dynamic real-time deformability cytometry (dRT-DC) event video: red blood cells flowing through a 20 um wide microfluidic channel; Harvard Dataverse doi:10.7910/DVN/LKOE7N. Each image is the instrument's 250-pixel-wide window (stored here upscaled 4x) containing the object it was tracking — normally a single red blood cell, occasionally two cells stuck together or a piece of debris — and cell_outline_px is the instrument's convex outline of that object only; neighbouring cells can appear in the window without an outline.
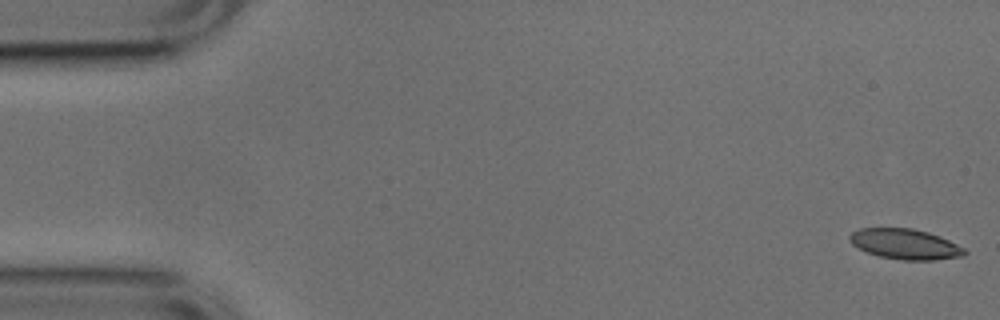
{"species": "common noctule bat (a hibernating species)", "species_latin": "Nyctalus noctula", "temperature_condition": "cold", "stored_images_in_passage": 51, "camera_frame_rate_fps": 3000, "um_per_image_px": 0.085, "animal": {"sex": "male", "body_mass_g": 17.9, "forearm_length_mm": 54.2}, "frame": {"image": 1, "passage_image": 1, "time_ms": 0.0, "image_size_px": [1000, 320], "cell_outline_px": [[968, 252], [964, 256], [936, 260], [904, 260], [880, 256], [868, 252], [852, 244], [848, 240], [848, 236], [852, 232], [860, 228], [912, 228], [928, 232], [940, 236], [964, 248]], "centroid_in_image_um": [76.95, 20.74], "position_along_channel_um": 8.0, "area_um2": 20.29}}
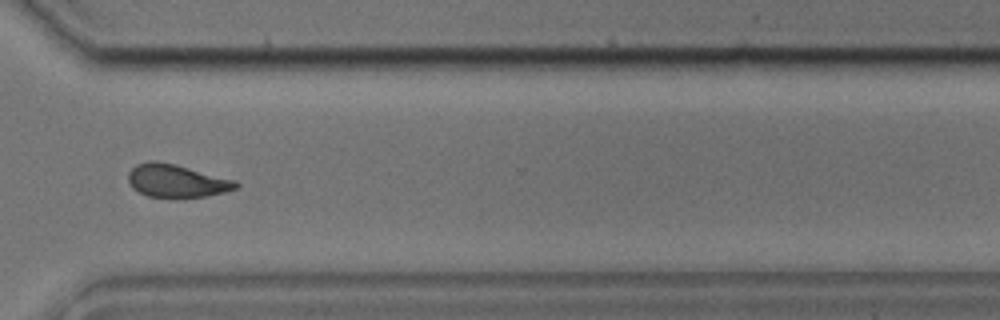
{"frame": {"image": 2, "passage_image": 38, "time_ms": 12.333, "image_size_px": [1000, 320], "cell_outline_px": [[240, 184], [236, 188], [224, 192], [208, 196], [148, 196], [132, 188], [128, 180], [128, 172], [136, 164], [148, 160], [156, 160], [176, 164], [236, 180]], "centroid_in_image_um": [15.0, 15.34], "position_along_channel_um": 355.6, "area_um2": 20.52}}
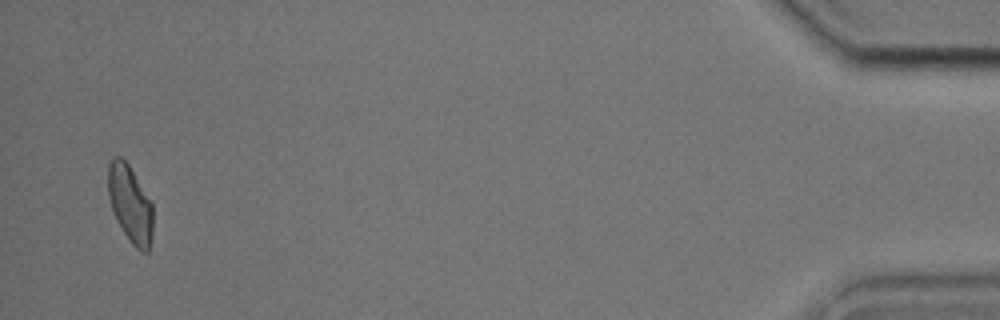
{"frame": {"image": 3, "passage_image": 50, "time_ms": 16.333, "image_size_px": [1000, 320], "cell_outline_px": [[152, 236], [148, 252], [140, 252], [132, 244], [116, 220], [108, 196], [108, 164], [112, 156], [120, 156], [128, 164], [152, 204]], "centroid_in_image_um": [11.05, 17.34], "position_along_channel_um": 424.2, "area_um2": 20.0}, "authors_computed_cell_mechanics": {"area_um2": 20.9236, "velocity_mm_per_s": 3.8453, "shape_relaxation_time_tau1_ms": 4.6098, "shape_relaxation_time_tau2_ms": 2.8117, "deformation_change_tau1": 0.126, "deformation_change_tau2": 0.0963}}